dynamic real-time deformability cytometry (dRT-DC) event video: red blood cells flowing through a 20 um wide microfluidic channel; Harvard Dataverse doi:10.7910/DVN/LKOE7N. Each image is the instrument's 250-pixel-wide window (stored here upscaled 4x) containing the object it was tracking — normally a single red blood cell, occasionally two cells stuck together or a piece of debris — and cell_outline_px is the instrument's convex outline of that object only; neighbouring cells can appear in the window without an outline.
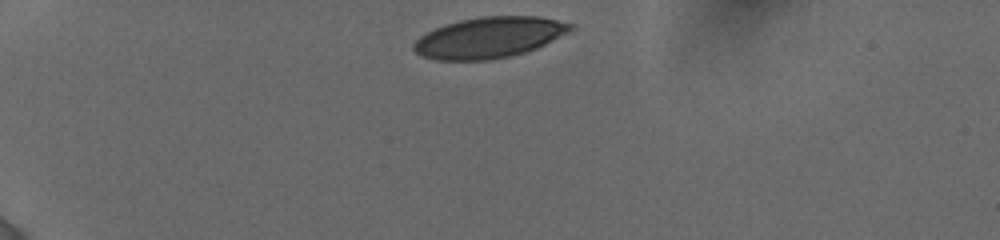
{"species": "human", "species_latin": "Homo sapiens", "temperature_condition": "cold", "stored_images_in_passage": 5, "camera_frame_rate_fps": 3000, "um_per_image_px": 0.085, "donor": {"sex": "female"}, "frame": {"image": 1, "passage_image": 1, "time_ms": 0.0, "image_size_px": [1000, 240], "cell_outline_px": [[576, 28], [536, 48], [524, 52], [508, 56], [488, 60], [436, 60], [420, 56], [412, 48], [412, 44], [420, 36], [444, 24], [460, 20], [480, 16], [540, 16], [576, 24]], "centroid_in_image_um": [41.57, 3.18], "position_along_channel_um": 43.4, "area_um2": 37.4}}
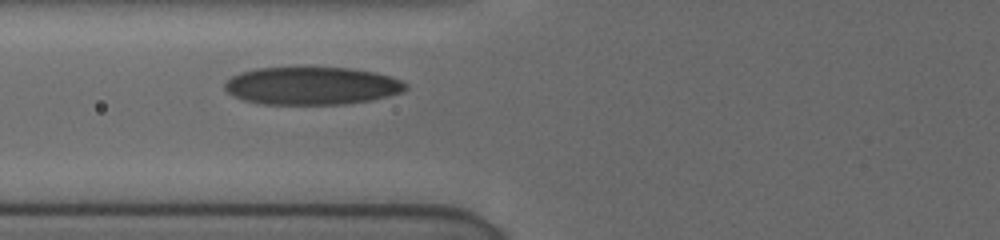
{"frame": {"image": 2, "passage_image": 4, "time_ms": 3.0, "image_size_px": [1000, 240], "cell_outline_px": [[408, 88], [404, 92], [372, 100], [344, 104], [260, 104], [244, 100], [232, 96], [224, 88], [224, 84], [232, 76], [240, 72], [256, 68], [304, 64], [348, 68], [376, 72], [400, 80], [408, 84]], "centroid_in_image_um": [26.48, 7.25], "position_along_channel_um": 99.3, "area_um2": 41.21}}
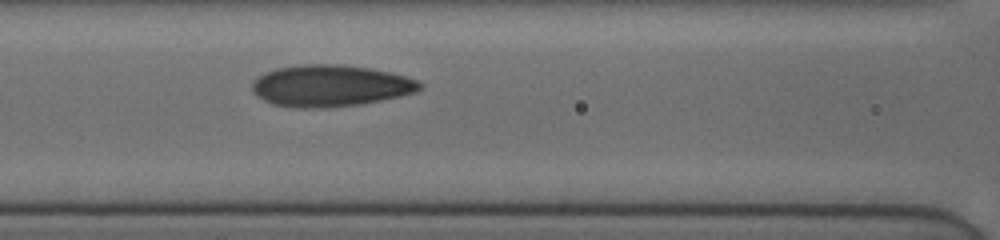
{"frame": {"image": 3, "passage_image": 5, "time_ms": 4.0, "image_size_px": [1000, 240], "cell_outline_px": [[424, 88], [416, 92], [400, 96], [360, 104], [324, 108], [296, 108], [272, 104], [256, 96], [252, 92], [252, 80], [256, 76], [264, 72], [276, 68], [300, 64], [340, 64], [368, 68], [388, 72], [420, 80], [424, 84]], "centroid_in_image_um": [28.05, 7.29], "position_along_channel_um": 138.5, "area_um2": 41.1}}